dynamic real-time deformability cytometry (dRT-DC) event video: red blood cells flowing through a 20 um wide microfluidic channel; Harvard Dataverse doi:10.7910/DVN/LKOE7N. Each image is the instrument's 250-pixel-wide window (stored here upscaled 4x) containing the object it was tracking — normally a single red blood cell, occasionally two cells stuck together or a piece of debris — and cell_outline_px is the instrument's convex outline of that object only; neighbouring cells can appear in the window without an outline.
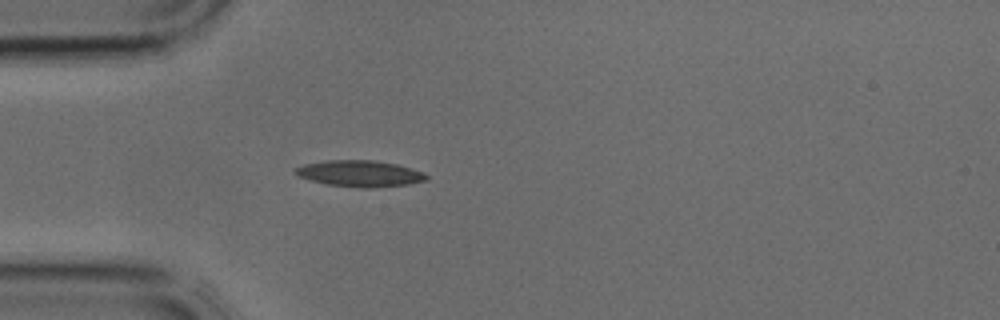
{"species": "common noctule bat (a hibernating species)", "species_latin": "Nyctalus noctula", "temperature_condition": "cold", "stored_images_in_passage": 1, "camera_frame_rate_fps": 3000, "um_per_image_px": 0.085, "animal": {"sex": "male", "body_mass_g": 17.9, "forearm_length_mm": 54.2}, "frame": {"image": 1, "passage_image": 1, "time_ms": 0.0, "image_size_px": [1000, 320], "cell_outline_px": [[428, 180], [408, 184], [372, 188], [360, 188], [328, 184], [312, 180], [300, 176], [292, 172], [296, 168], [304, 164], [324, 160], [372, 160], [396, 164], [412, 168], [424, 172], [428, 176]], "centroid_in_image_um": [30.61, 14.75], "position_along_channel_um": 54.4, "area_um2": 20.06}}